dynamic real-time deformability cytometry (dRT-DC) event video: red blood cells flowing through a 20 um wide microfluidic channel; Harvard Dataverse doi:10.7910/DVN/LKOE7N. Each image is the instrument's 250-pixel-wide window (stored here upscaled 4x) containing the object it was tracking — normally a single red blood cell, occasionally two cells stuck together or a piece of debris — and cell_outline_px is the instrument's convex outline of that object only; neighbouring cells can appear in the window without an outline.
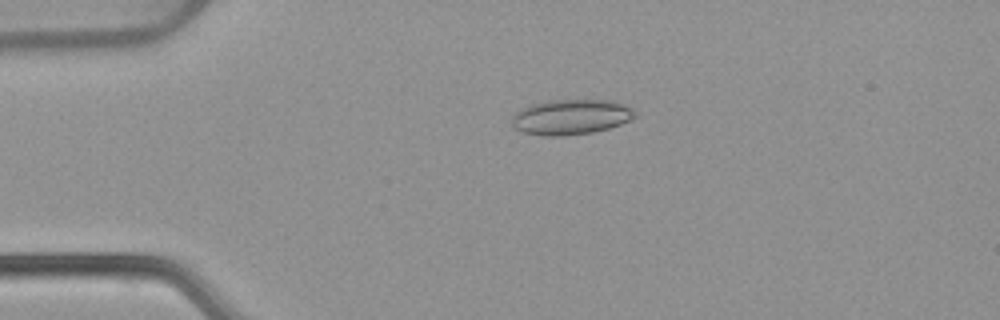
{"species": "common noctule bat (a hibernating species)", "species_latin": "Nyctalus noctula", "temperature_condition": "warm", "stored_images_in_passage": 45, "camera_frame_rate_fps": 3000, "um_per_image_px": 0.085, "animal": {"sex": "female", "body_mass_g": 22.7, "forearm_length_mm": 54.2}, "frame": {"image": 1, "passage_image": 4, "time_ms": 1.0, "image_size_px": [1000, 320], "cell_outline_px": [[636, 116], [620, 124], [608, 128], [592, 132], [564, 136], [540, 136], [520, 132], [512, 124], [512, 116], [520, 108], [532, 104], [548, 100], [616, 100], [632, 108], [636, 112]], "centroid_in_image_um": [48.51, 9.94], "position_along_channel_um": 36.5, "area_um2": 25.49}}
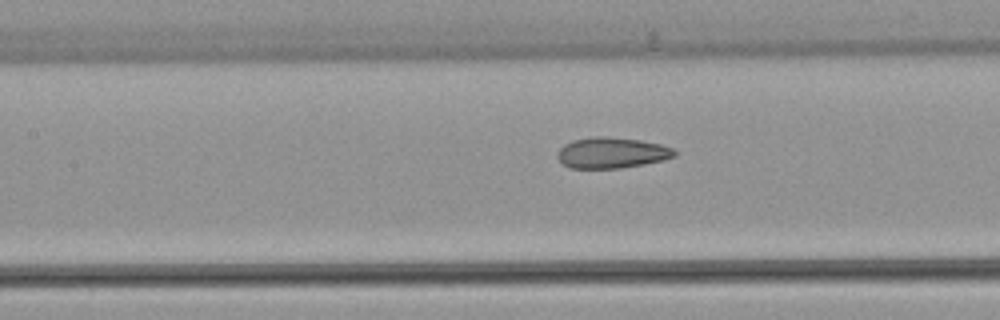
{"frame": {"image": 2, "passage_image": 16, "time_ms": 5.0, "image_size_px": [1000, 320], "cell_outline_px": [[676, 156], [664, 160], [644, 164], [620, 168], [568, 168], [556, 156], [560, 148], [564, 144], [572, 140], [592, 136], [608, 136], [640, 140], [660, 144], [672, 148], [676, 152]], "centroid_in_image_um": [51.99, 12.98], "position_along_channel_um": 155.4, "area_um2": 21.15}}
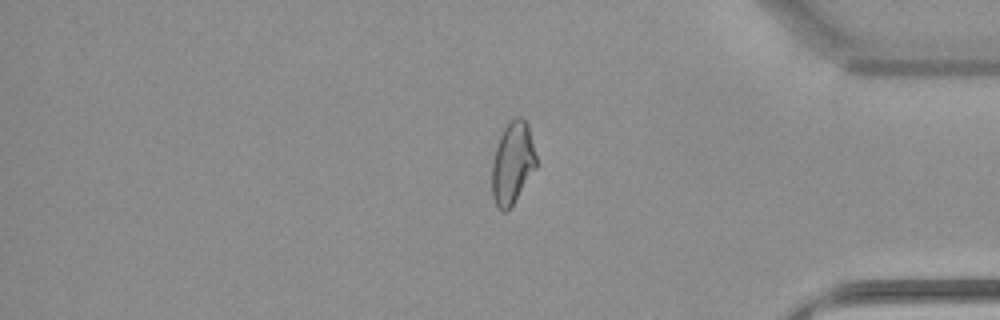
{"frame": {"image": 3, "passage_image": 36, "time_ms": 11.667, "image_size_px": [1000, 320], "cell_outline_px": [[536, 168], [512, 204], [504, 212], [496, 204], [492, 196], [492, 164], [496, 148], [500, 136], [508, 120], [516, 116], [520, 116], [528, 124], [536, 156]], "centroid_in_image_um": [43.56, 13.8], "position_along_channel_um": 391.6, "area_um2": 20.87}, "authors_computed_cell_mechanics": {"area_um2": 21.7328, "velocity_mm_per_s": 3.8954, "shape_relaxation_time_tau1_ms": null, "shape_relaxation_time_tau2_ms": 1.5813, "deformation_change_tau1": null, "deformation_change_tau2": 0.0861}}